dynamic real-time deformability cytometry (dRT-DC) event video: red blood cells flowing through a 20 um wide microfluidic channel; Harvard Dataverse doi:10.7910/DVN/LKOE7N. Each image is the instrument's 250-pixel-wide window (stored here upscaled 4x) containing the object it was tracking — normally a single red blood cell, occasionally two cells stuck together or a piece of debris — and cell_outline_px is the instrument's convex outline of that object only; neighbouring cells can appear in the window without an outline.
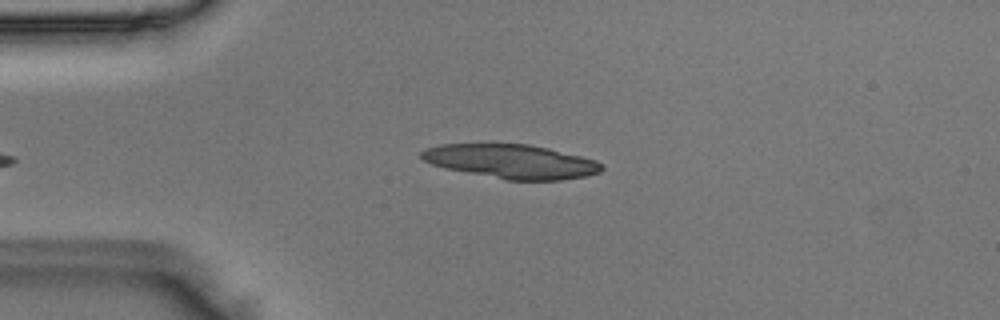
{"species": "Egyptian fruit bat (a non-hibernating species)", "species_latin": "Rousettus aegyptiacus", "temperature_condition": "room temperature", "stored_images_in_passage": 36, "camera_frame_rate_fps": 3000, "um_per_image_px": 0.085, "animal": {"sex": "male"}, "frame": {"image": 1, "passage_image": 2, "time_ms": 0.333, "image_size_px": [1000, 320], "cell_outline_px": [[604, 168], [600, 172], [584, 176], [560, 180], [508, 180], [444, 168], [432, 164], [424, 160], [420, 156], [420, 152], [424, 148], [440, 144], [528, 144], [548, 148], [596, 160], [604, 164]], "centroid_in_image_um": [43.45, 13.72], "position_along_channel_um": 41.6, "area_um2": 35.66}}